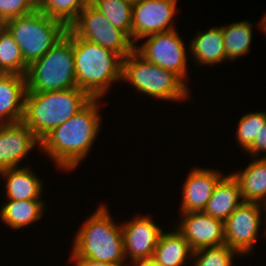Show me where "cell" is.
<instances>
[{
  "mask_svg": "<svg viewBox=\"0 0 266 266\" xmlns=\"http://www.w3.org/2000/svg\"><path fill=\"white\" fill-rule=\"evenodd\" d=\"M245 152L252 158H266V123L264 126H260L258 136L255 137L253 144Z\"/></svg>",
  "mask_w": 266,
  "mask_h": 266,
  "instance_id": "30",
  "label": "cell"
},
{
  "mask_svg": "<svg viewBox=\"0 0 266 266\" xmlns=\"http://www.w3.org/2000/svg\"><path fill=\"white\" fill-rule=\"evenodd\" d=\"M107 204H101L74 234L71 250L80 257L128 266L124 255L122 226L113 219Z\"/></svg>",
  "mask_w": 266,
  "mask_h": 266,
  "instance_id": "2",
  "label": "cell"
},
{
  "mask_svg": "<svg viewBox=\"0 0 266 266\" xmlns=\"http://www.w3.org/2000/svg\"><path fill=\"white\" fill-rule=\"evenodd\" d=\"M181 220L177 230L189 242L193 251L201 248L218 247L225 244L224 222L203 211L179 213ZM183 219V220H182Z\"/></svg>",
  "mask_w": 266,
  "mask_h": 266,
  "instance_id": "14",
  "label": "cell"
},
{
  "mask_svg": "<svg viewBox=\"0 0 266 266\" xmlns=\"http://www.w3.org/2000/svg\"><path fill=\"white\" fill-rule=\"evenodd\" d=\"M28 64L13 35L4 26L0 30V73L25 76Z\"/></svg>",
  "mask_w": 266,
  "mask_h": 266,
  "instance_id": "24",
  "label": "cell"
},
{
  "mask_svg": "<svg viewBox=\"0 0 266 266\" xmlns=\"http://www.w3.org/2000/svg\"><path fill=\"white\" fill-rule=\"evenodd\" d=\"M99 100L93 98L79 112L41 139L40 153L48 156L60 172L70 173L77 169L91 152L102 130V106Z\"/></svg>",
  "mask_w": 266,
  "mask_h": 266,
  "instance_id": "1",
  "label": "cell"
},
{
  "mask_svg": "<svg viewBox=\"0 0 266 266\" xmlns=\"http://www.w3.org/2000/svg\"><path fill=\"white\" fill-rule=\"evenodd\" d=\"M31 168L27 164L0 171V178L5 183V200H43V180Z\"/></svg>",
  "mask_w": 266,
  "mask_h": 266,
  "instance_id": "16",
  "label": "cell"
},
{
  "mask_svg": "<svg viewBox=\"0 0 266 266\" xmlns=\"http://www.w3.org/2000/svg\"><path fill=\"white\" fill-rule=\"evenodd\" d=\"M20 47L29 65L42 58L67 32V27L36 9L33 13L13 18L4 23Z\"/></svg>",
  "mask_w": 266,
  "mask_h": 266,
  "instance_id": "7",
  "label": "cell"
},
{
  "mask_svg": "<svg viewBox=\"0 0 266 266\" xmlns=\"http://www.w3.org/2000/svg\"><path fill=\"white\" fill-rule=\"evenodd\" d=\"M126 261L151 259L164 231L149 214L137 215L121 223Z\"/></svg>",
  "mask_w": 266,
  "mask_h": 266,
  "instance_id": "12",
  "label": "cell"
},
{
  "mask_svg": "<svg viewBox=\"0 0 266 266\" xmlns=\"http://www.w3.org/2000/svg\"><path fill=\"white\" fill-rule=\"evenodd\" d=\"M88 3L90 0H37V9L68 28Z\"/></svg>",
  "mask_w": 266,
  "mask_h": 266,
  "instance_id": "26",
  "label": "cell"
},
{
  "mask_svg": "<svg viewBox=\"0 0 266 266\" xmlns=\"http://www.w3.org/2000/svg\"><path fill=\"white\" fill-rule=\"evenodd\" d=\"M250 158L248 166L232 175L239 183L243 202L262 204L266 201V158Z\"/></svg>",
  "mask_w": 266,
  "mask_h": 266,
  "instance_id": "21",
  "label": "cell"
},
{
  "mask_svg": "<svg viewBox=\"0 0 266 266\" xmlns=\"http://www.w3.org/2000/svg\"><path fill=\"white\" fill-rule=\"evenodd\" d=\"M26 90L25 76L0 73V124L23 120Z\"/></svg>",
  "mask_w": 266,
  "mask_h": 266,
  "instance_id": "17",
  "label": "cell"
},
{
  "mask_svg": "<svg viewBox=\"0 0 266 266\" xmlns=\"http://www.w3.org/2000/svg\"><path fill=\"white\" fill-rule=\"evenodd\" d=\"M178 0H141L133 4L132 43L149 35L171 31L177 14Z\"/></svg>",
  "mask_w": 266,
  "mask_h": 266,
  "instance_id": "11",
  "label": "cell"
},
{
  "mask_svg": "<svg viewBox=\"0 0 266 266\" xmlns=\"http://www.w3.org/2000/svg\"><path fill=\"white\" fill-rule=\"evenodd\" d=\"M35 147L40 152L41 140L23 121L0 124V171L22 167Z\"/></svg>",
  "mask_w": 266,
  "mask_h": 266,
  "instance_id": "13",
  "label": "cell"
},
{
  "mask_svg": "<svg viewBox=\"0 0 266 266\" xmlns=\"http://www.w3.org/2000/svg\"><path fill=\"white\" fill-rule=\"evenodd\" d=\"M128 266H162L157 264L152 258L151 259H143L137 260L131 263H128Z\"/></svg>",
  "mask_w": 266,
  "mask_h": 266,
  "instance_id": "32",
  "label": "cell"
},
{
  "mask_svg": "<svg viewBox=\"0 0 266 266\" xmlns=\"http://www.w3.org/2000/svg\"><path fill=\"white\" fill-rule=\"evenodd\" d=\"M26 91L47 92L77 88L73 55V33L66 35L42 58L28 65Z\"/></svg>",
  "mask_w": 266,
  "mask_h": 266,
  "instance_id": "6",
  "label": "cell"
},
{
  "mask_svg": "<svg viewBox=\"0 0 266 266\" xmlns=\"http://www.w3.org/2000/svg\"><path fill=\"white\" fill-rule=\"evenodd\" d=\"M44 200H6L0 209V220L10 229H24L40 221L45 213ZM44 214V215H43Z\"/></svg>",
  "mask_w": 266,
  "mask_h": 266,
  "instance_id": "22",
  "label": "cell"
},
{
  "mask_svg": "<svg viewBox=\"0 0 266 266\" xmlns=\"http://www.w3.org/2000/svg\"><path fill=\"white\" fill-rule=\"evenodd\" d=\"M77 87L92 98L103 99L111 85L122 82L123 59L101 45L73 34Z\"/></svg>",
  "mask_w": 266,
  "mask_h": 266,
  "instance_id": "3",
  "label": "cell"
},
{
  "mask_svg": "<svg viewBox=\"0 0 266 266\" xmlns=\"http://www.w3.org/2000/svg\"><path fill=\"white\" fill-rule=\"evenodd\" d=\"M222 174L219 169L192 167L182 184L179 213L203 211Z\"/></svg>",
  "mask_w": 266,
  "mask_h": 266,
  "instance_id": "15",
  "label": "cell"
},
{
  "mask_svg": "<svg viewBox=\"0 0 266 266\" xmlns=\"http://www.w3.org/2000/svg\"><path fill=\"white\" fill-rule=\"evenodd\" d=\"M76 36L117 53L122 59L134 50L131 39L88 3L76 20L68 27Z\"/></svg>",
  "mask_w": 266,
  "mask_h": 266,
  "instance_id": "9",
  "label": "cell"
},
{
  "mask_svg": "<svg viewBox=\"0 0 266 266\" xmlns=\"http://www.w3.org/2000/svg\"><path fill=\"white\" fill-rule=\"evenodd\" d=\"M260 203L243 202L224 221L225 245L241 256L251 255L264 223Z\"/></svg>",
  "mask_w": 266,
  "mask_h": 266,
  "instance_id": "10",
  "label": "cell"
},
{
  "mask_svg": "<svg viewBox=\"0 0 266 266\" xmlns=\"http://www.w3.org/2000/svg\"><path fill=\"white\" fill-rule=\"evenodd\" d=\"M261 205H262V209H263V211H264L263 213H265V214H264L265 217H263V219H264V225L262 226V227H264V226H265V227L262 228V229H264V231H263L264 234H263V235L266 236V201L263 202Z\"/></svg>",
  "mask_w": 266,
  "mask_h": 266,
  "instance_id": "34",
  "label": "cell"
},
{
  "mask_svg": "<svg viewBox=\"0 0 266 266\" xmlns=\"http://www.w3.org/2000/svg\"><path fill=\"white\" fill-rule=\"evenodd\" d=\"M160 235L152 259L162 266H190L193 250L177 228ZM190 262V264H189Z\"/></svg>",
  "mask_w": 266,
  "mask_h": 266,
  "instance_id": "20",
  "label": "cell"
},
{
  "mask_svg": "<svg viewBox=\"0 0 266 266\" xmlns=\"http://www.w3.org/2000/svg\"><path fill=\"white\" fill-rule=\"evenodd\" d=\"M70 252L71 255H69L68 261L74 263V266H116L114 264L93 261L88 258L77 256L72 250Z\"/></svg>",
  "mask_w": 266,
  "mask_h": 266,
  "instance_id": "31",
  "label": "cell"
},
{
  "mask_svg": "<svg viewBox=\"0 0 266 266\" xmlns=\"http://www.w3.org/2000/svg\"><path fill=\"white\" fill-rule=\"evenodd\" d=\"M259 22L256 23L255 25L257 26L258 30L260 29L264 34L263 35H266V13L263 14V17L258 20Z\"/></svg>",
  "mask_w": 266,
  "mask_h": 266,
  "instance_id": "33",
  "label": "cell"
},
{
  "mask_svg": "<svg viewBox=\"0 0 266 266\" xmlns=\"http://www.w3.org/2000/svg\"><path fill=\"white\" fill-rule=\"evenodd\" d=\"M235 257L240 258L241 255L225 244L218 247L201 248L193 251L191 266H234Z\"/></svg>",
  "mask_w": 266,
  "mask_h": 266,
  "instance_id": "28",
  "label": "cell"
},
{
  "mask_svg": "<svg viewBox=\"0 0 266 266\" xmlns=\"http://www.w3.org/2000/svg\"><path fill=\"white\" fill-rule=\"evenodd\" d=\"M178 32L173 29L146 36L142 43L134 45V50L148 62L174 72L189 86V46Z\"/></svg>",
  "mask_w": 266,
  "mask_h": 266,
  "instance_id": "8",
  "label": "cell"
},
{
  "mask_svg": "<svg viewBox=\"0 0 266 266\" xmlns=\"http://www.w3.org/2000/svg\"><path fill=\"white\" fill-rule=\"evenodd\" d=\"M266 123V111H254L243 114L238 121L235 129L236 142L245 153V151L253 144L255 137L258 136L260 126Z\"/></svg>",
  "mask_w": 266,
  "mask_h": 266,
  "instance_id": "27",
  "label": "cell"
},
{
  "mask_svg": "<svg viewBox=\"0 0 266 266\" xmlns=\"http://www.w3.org/2000/svg\"><path fill=\"white\" fill-rule=\"evenodd\" d=\"M253 24L250 20H242L221 25L225 45L226 62L237 60L251 53L253 40Z\"/></svg>",
  "mask_w": 266,
  "mask_h": 266,
  "instance_id": "23",
  "label": "cell"
},
{
  "mask_svg": "<svg viewBox=\"0 0 266 266\" xmlns=\"http://www.w3.org/2000/svg\"><path fill=\"white\" fill-rule=\"evenodd\" d=\"M189 52L194 63L202 67H214L226 62L222 27L216 25L206 31L196 32L195 37L190 38Z\"/></svg>",
  "mask_w": 266,
  "mask_h": 266,
  "instance_id": "18",
  "label": "cell"
},
{
  "mask_svg": "<svg viewBox=\"0 0 266 266\" xmlns=\"http://www.w3.org/2000/svg\"><path fill=\"white\" fill-rule=\"evenodd\" d=\"M125 1L130 2L131 4H135L140 2L141 0H125Z\"/></svg>",
  "mask_w": 266,
  "mask_h": 266,
  "instance_id": "35",
  "label": "cell"
},
{
  "mask_svg": "<svg viewBox=\"0 0 266 266\" xmlns=\"http://www.w3.org/2000/svg\"><path fill=\"white\" fill-rule=\"evenodd\" d=\"M37 0H0V20L6 21L33 13Z\"/></svg>",
  "mask_w": 266,
  "mask_h": 266,
  "instance_id": "29",
  "label": "cell"
},
{
  "mask_svg": "<svg viewBox=\"0 0 266 266\" xmlns=\"http://www.w3.org/2000/svg\"><path fill=\"white\" fill-rule=\"evenodd\" d=\"M242 203L239 183L232 173H228L218 181L203 212L224 222Z\"/></svg>",
  "mask_w": 266,
  "mask_h": 266,
  "instance_id": "19",
  "label": "cell"
},
{
  "mask_svg": "<svg viewBox=\"0 0 266 266\" xmlns=\"http://www.w3.org/2000/svg\"><path fill=\"white\" fill-rule=\"evenodd\" d=\"M122 81L137 93L161 102L191 99V88L177 74L148 62L135 50L122 61Z\"/></svg>",
  "mask_w": 266,
  "mask_h": 266,
  "instance_id": "5",
  "label": "cell"
},
{
  "mask_svg": "<svg viewBox=\"0 0 266 266\" xmlns=\"http://www.w3.org/2000/svg\"><path fill=\"white\" fill-rule=\"evenodd\" d=\"M93 98L80 88L35 92L26 91L23 122L41 140L62 125Z\"/></svg>",
  "mask_w": 266,
  "mask_h": 266,
  "instance_id": "4",
  "label": "cell"
},
{
  "mask_svg": "<svg viewBox=\"0 0 266 266\" xmlns=\"http://www.w3.org/2000/svg\"><path fill=\"white\" fill-rule=\"evenodd\" d=\"M90 3L132 41L133 4L125 0H90Z\"/></svg>",
  "mask_w": 266,
  "mask_h": 266,
  "instance_id": "25",
  "label": "cell"
},
{
  "mask_svg": "<svg viewBox=\"0 0 266 266\" xmlns=\"http://www.w3.org/2000/svg\"><path fill=\"white\" fill-rule=\"evenodd\" d=\"M4 27V23L0 20V30Z\"/></svg>",
  "mask_w": 266,
  "mask_h": 266,
  "instance_id": "36",
  "label": "cell"
}]
</instances>
